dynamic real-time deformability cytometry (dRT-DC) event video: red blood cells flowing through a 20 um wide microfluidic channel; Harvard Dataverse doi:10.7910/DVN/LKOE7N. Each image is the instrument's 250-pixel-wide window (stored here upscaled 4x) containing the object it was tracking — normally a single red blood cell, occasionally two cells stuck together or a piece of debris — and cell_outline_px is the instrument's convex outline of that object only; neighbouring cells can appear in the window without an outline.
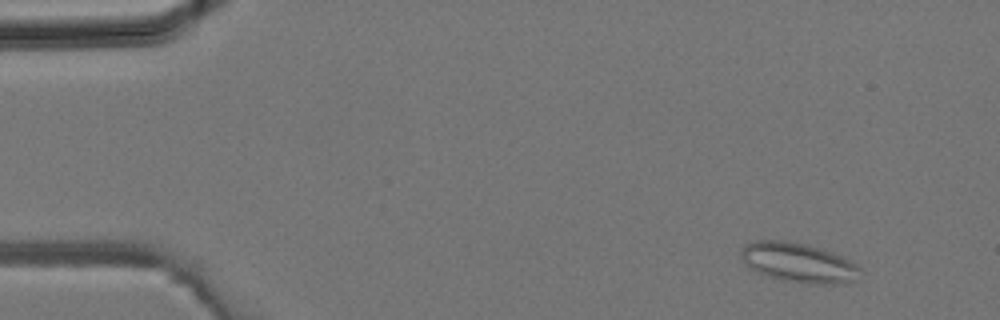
{"species": "common noctule bat (a hibernating species)", "species_latin": "Nyctalus noctula", "temperature_condition": "room temperature", "stored_images_in_passage": 3, "camera_frame_rate_fps": 3000, "um_per_image_px": 0.085, "animal": {"sex": "male", "body_mass_g": 19.2, "forearm_length_mm": 51.8}, "frame": {"image": 1, "passage_image": 1, "time_ms": 0.0, "image_size_px": [1000, 320], "cell_outline_px": [[860, 268], [856, 280], [840, 284], [808, 284], [784, 280], [748, 268], [740, 256], [740, 248], [744, 244], [752, 240], [780, 240], [804, 244], [820, 248], [832, 252], [856, 264]], "centroid_in_image_um": [67.83, 22.31], "position_along_channel_um": 17.2, "area_um2": 27.34}}